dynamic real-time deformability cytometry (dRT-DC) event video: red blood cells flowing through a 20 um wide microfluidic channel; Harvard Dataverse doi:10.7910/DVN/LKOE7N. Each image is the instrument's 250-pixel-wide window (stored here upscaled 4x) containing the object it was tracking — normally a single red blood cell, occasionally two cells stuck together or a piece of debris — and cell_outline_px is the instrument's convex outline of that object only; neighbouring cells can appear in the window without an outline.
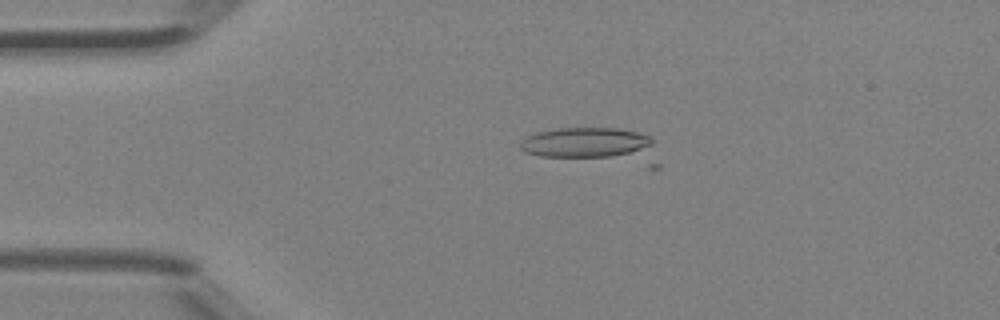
{"species": "Egyptian fruit bat (a non-hibernating species)", "species_latin": "Rousettus aegyptiacus", "temperature_condition": "room temperature", "stored_images_in_passage": 4, "camera_frame_rate_fps": 3000, "um_per_image_px": 0.085, "animal": {"sex": "female"}, "frame": {"image": 1, "passage_image": 2, "time_ms": 0.333, "image_size_px": [1000, 320], "cell_outline_px": [[652, 144], [628, 152], [612, 156], [540, 156], [524, 152], [520, 148], [520, 140], [536, 132], [556, 128], [616, 128], [640, 132], [652, 136]], "centroid_in_image_um": [49.65, 12.08], "position_along_channel_um": 35.3, "area_um2": 22.6}}